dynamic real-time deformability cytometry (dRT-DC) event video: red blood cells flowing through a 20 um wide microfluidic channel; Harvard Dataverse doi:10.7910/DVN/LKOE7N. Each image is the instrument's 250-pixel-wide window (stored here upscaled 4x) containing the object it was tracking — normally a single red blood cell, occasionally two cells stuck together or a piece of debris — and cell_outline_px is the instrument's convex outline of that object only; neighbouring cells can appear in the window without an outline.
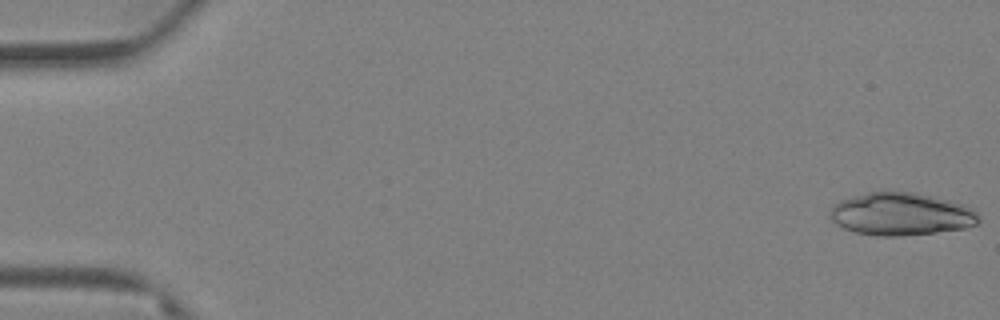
{"species": "Egyptian fruit bat (a non-hibernating species)", "species_latin": "Rousettus aegyptiacus", "temperature_condition": "warm", "stored_images_in_passage": 16, "camera_frame_rate_fps": 3000, "um_per_image_px": 0.085, "animal": {"sex": "female"}, "frame": {"image": 1, "passage_image": 1, "time_ms": 0.0, "image_size_px": [1000, 320], "cell_outline_px": [[980, 220], [976, 224], [964, 228], [936, 232], [900, 236], [876, 236], [856, 232], [844, 228], [836, 224], [828, 216], [828, 212], [832, 204], [840, 200], [868, 192], [892, 188], [932, 196], [976, 208], [980, 216]], "centroid_in_image_um": [76.56, 18.17], "position_along_channel_um": 8.4, "area_um2": 37.74}}